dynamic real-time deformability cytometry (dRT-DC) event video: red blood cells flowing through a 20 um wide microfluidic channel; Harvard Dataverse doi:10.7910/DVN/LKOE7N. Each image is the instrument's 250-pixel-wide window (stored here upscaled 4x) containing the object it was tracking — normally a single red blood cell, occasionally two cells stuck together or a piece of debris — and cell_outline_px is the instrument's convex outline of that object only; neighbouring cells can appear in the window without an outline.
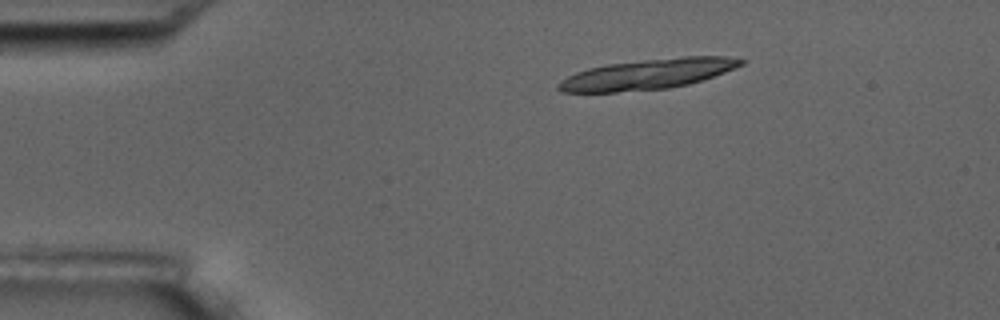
{"species": "common noctule bat (a hibernating species)", "species_latin": "Nyctalus noctula", "temperature_condition": "room temperature", "stored_images_in_passage": 5, "camera_frame_rate_fps": 3000, "um_per_image_px": 0.085, "animal": {"sex": "male", "body_mass_g": 17.5, "forearm_length_mm": 52.3}, "frame": {"image": 1, "passage_image": 3, "time_ms": 2.333, "image_size_px": [1000, 320], "cell_outline_px": [[748, 60], [744, 64], [736, 68], [688, 84], [668, 88], [616, 92], [560, 92], [556, 88], [556, 84], [560, 80], [576, 72], [588, 68], [608, 64], [644, 60], [684, 56], [724, 56]], "centroid_in_image_um": [55.03, 6.3], "position_along_channel_um": 30.0, "area_um2": 32.14}}